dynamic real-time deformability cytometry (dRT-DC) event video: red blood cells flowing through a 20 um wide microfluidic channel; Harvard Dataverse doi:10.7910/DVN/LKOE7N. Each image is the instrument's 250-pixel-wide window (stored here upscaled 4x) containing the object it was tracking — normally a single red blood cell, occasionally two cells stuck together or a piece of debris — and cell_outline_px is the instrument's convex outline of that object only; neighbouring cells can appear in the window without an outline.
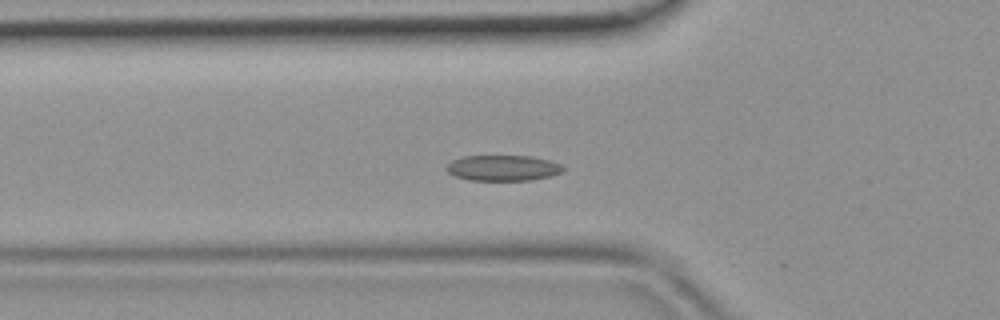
{"species": "common noctule bat (a hibernating species)", "species_latin": "Nyctalus noctula", "temperature_condition": "room temperature", "stored_images_in_passage": 43, "camera_frame_rate_fps": 3000, "um_per_image_px": 0.085, "animal": {"sex": "female", "body_mass_g": 19.9}, "frame": {"image": 1, "passage_image": 13, "time_ms": 4.0, "image_size_px": [1000, 320], "cell_outline_px": [[564, 172], [532, 180], [468, 180], [456, 176], [448, 172], [444, 168], [452, 160], [464, 156], [532, 156], [548, 160], [560, 164], [564, 168]], "centroid_in_image_um": [42.74, 14.27], "position_along_channel_um": 83.1, "area_um2": 17.4}}
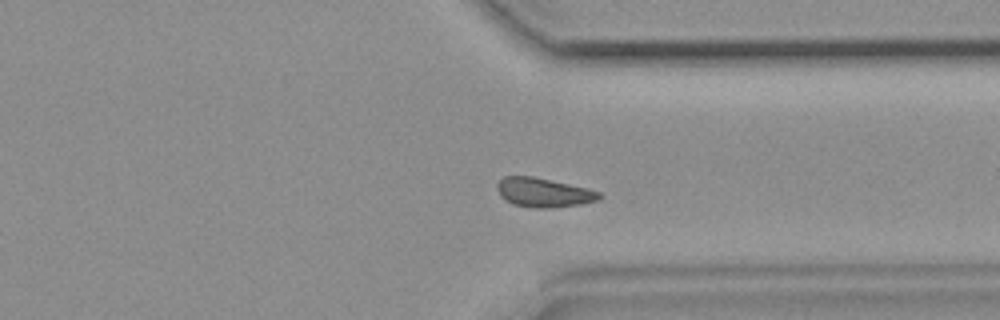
{"frame": {"image": 2, "passage_image": 32, "time_ms": 10.333, "image_size_px": [1000, 320], "cell_outline_px": [[604, 196], [600, 200], [580, 204], [552, 208], [536, 208], [512, 204], [504, 200], [500, 196], [496, 188], [496, 184], [504, 176], [532, 176], [588, 188], [600, 192]], "centroid_in_image_um": [46.21, 16.37], "position_along_channel_um": 365.2, "area_um2": 17.57}}
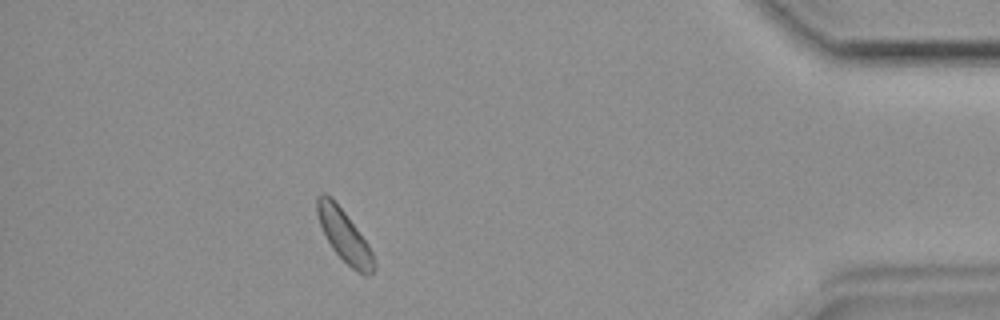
{"frame": {"image": 3, "passage_image": 38, "time_ms": 12.333, "image_size_px": [1000, 320], "cell_outline_px": [[376, 264], [372, 272], [364, 276], [356, 272], [332, 248], [320, 224], [316, 212], [316, 196], [320, 192], [324, 192], [344, 212], [368, 244], [372, 252]], "centroid_in_image_um": [29.26, 20.05], "position_along_channel_um": 405.9, "area_um2": 16.76}}